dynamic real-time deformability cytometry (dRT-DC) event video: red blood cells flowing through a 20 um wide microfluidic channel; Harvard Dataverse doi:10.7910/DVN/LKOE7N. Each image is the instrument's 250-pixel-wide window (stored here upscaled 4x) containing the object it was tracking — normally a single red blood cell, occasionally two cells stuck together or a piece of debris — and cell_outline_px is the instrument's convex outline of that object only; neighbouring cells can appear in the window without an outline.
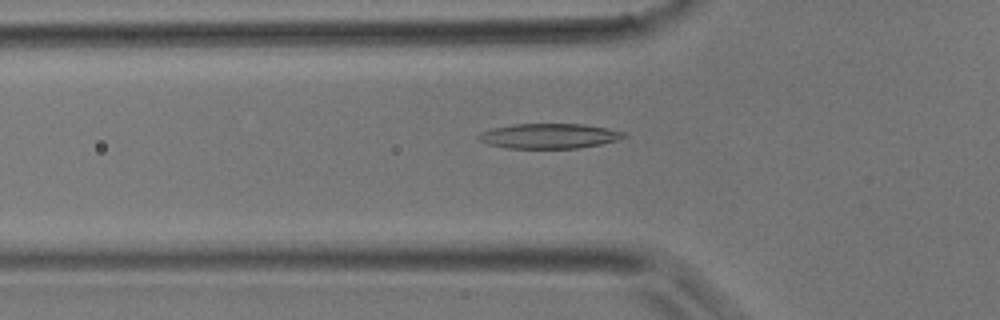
{"species": "common noctule bat (a hibernating species)", "species_latin": "Nyctalus noctula", "temperature_condition": "room temperature", "stored_images_in_passage": 25, "camera_frame_rate_fps": 3000, "um_per_image_px": 0.085, "animal": {"sex": "male", "body_mass_g": 17.9}, "frame": {"image": 1, "passage_image": 13, "time_ms": 4.0, "image_size_px": [1000, 320], "cell_outline_px": [[628, 136], [616, 140], [600, 144], [576, 148], [508, 148], [488, 144], [480, 140], [476, 136], [480, 132], [492, 128], [512, 124], [584, 124], [624, 132]], "centroid_in_image_um": [46.63, 11.55], "position_along_channel_um": 79.2, "area_um2": 20.98}}
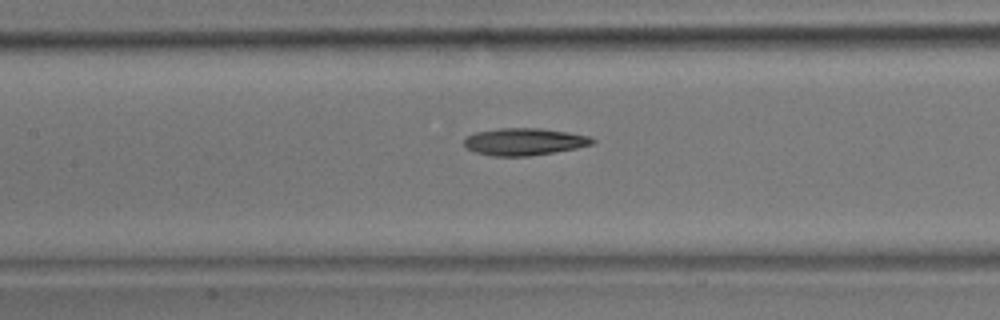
{"frame": {"image": 2, "passage_image": 18, "time_ms": 5.667, "image_size_px": [1000, 320], "cell_outline_px": [[596, 144], [576, 148], [528, 156], [492, 156], [476, 152], [468, 148], [464, 144], [464, 140], [468, 136], [476, 132], [500, 128], [540, 128], [568, 132], [592, 136], [596, 140]], "centroid_in_image_um": [44.62, 12.04], "position_along_channel_um": 162.8, "area_um2": 20.29}}
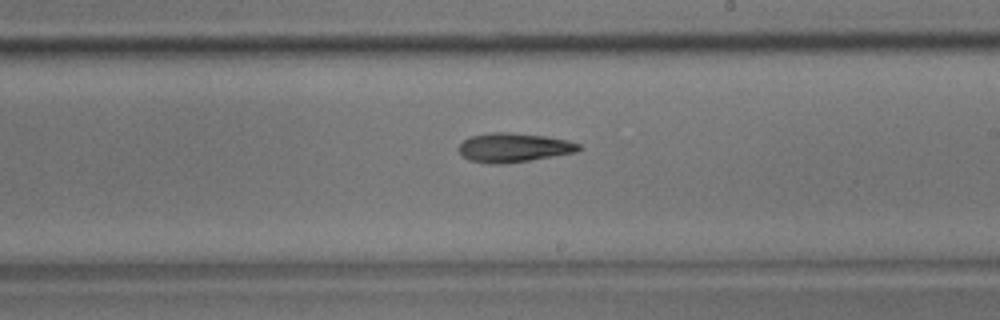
{"frame": {"image": 3, "passage_image": 23, "time_ms": 7.333, "image_size_px": [1000, 320], "cell_outline_px": [[584, 148], [576, 152], [504, 164], [492, 164], [468, 160], [456, 148], [464, 140], [472, 136], [492, 132], [508, 132], [544, 136], [568, 140], [580, 144]], "centroid_in_image_um": [43.67, 12.54], "position_along_channel_um": 245.3, "area_um2": 20.29}}